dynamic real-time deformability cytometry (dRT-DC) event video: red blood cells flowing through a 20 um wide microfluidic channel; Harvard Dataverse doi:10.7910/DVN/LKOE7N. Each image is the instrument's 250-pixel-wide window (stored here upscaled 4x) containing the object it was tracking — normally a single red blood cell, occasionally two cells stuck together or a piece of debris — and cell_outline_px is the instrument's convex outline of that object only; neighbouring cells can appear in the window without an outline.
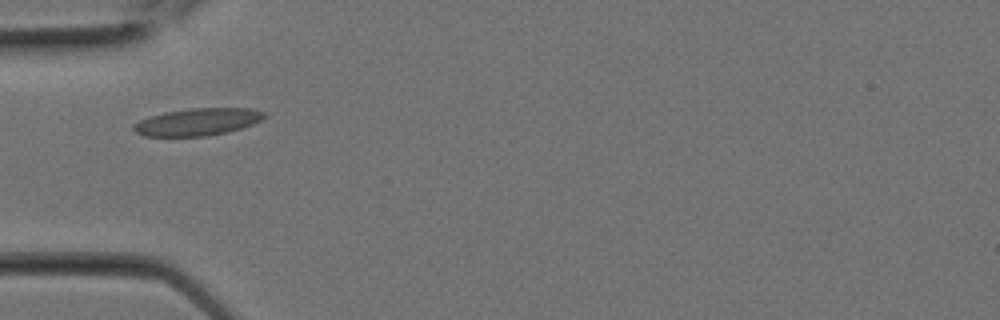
{"species": "Egyptian fruit bat (a non-hibernating species)", "species_latin": "Rousettus aegyptiacus", "temperature_condition": "room temperature", "stored_images_in_passage": 2, "camera_frame_rate_fps": 3000, "um_per_image_px": 0.085, "animal": {"sex": "female"}, "frame": {"image": 1, "passage_image": 1, "time_ms": 0.0, "image_size_px": [1000, 320], "cell_outline_px": [[268, 116], [252, 124], [228, 132], [208, 136], [144, 136], [136, 132], [132, 128], [132, 124], [148, 116], [164, 112], [192, 108], [252, 108], [264, 112]], "centroid_in_image_um": [16.78, 10.36], "position_along_channel_um": 68.2, "area_um2": 20.87}}